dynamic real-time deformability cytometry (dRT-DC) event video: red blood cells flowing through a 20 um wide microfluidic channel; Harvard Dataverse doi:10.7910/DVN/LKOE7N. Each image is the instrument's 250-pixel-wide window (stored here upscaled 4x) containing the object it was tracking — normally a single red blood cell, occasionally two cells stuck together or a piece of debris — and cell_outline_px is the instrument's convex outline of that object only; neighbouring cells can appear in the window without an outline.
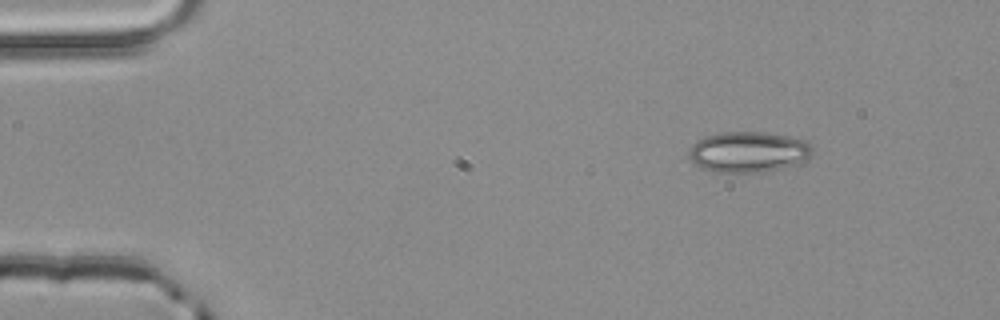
{"species": "common noctule bat (a hibernating species)", "species_latin": "Nyctalus noctula", "temperature_condition": "room temperature", "stored_images_in_passage": 3, "camera_frame_rate_fps": 3000, "um_per_image_px": 0.085, "animal": {"sex": "male", "body_mass_g": 20.4}, "frame": {"image": 1, "passage_image": 1, "time_ms": 0.0, "image_size_px": [1000, 320], "cell_outline_px": [[812, 156], [796, 164], [760, 172], [716, 172], [700, 168], [692, 164], [688, 156], [688, 148], [692, 144], [704, 136], [724, 132], [764, 132], [788, 136], [808, 140], [812, 144]], "centroid_in_image_um": [63.58, 12.91], "position_along_channel_um": 21.4, "area_um2": 29.59}}